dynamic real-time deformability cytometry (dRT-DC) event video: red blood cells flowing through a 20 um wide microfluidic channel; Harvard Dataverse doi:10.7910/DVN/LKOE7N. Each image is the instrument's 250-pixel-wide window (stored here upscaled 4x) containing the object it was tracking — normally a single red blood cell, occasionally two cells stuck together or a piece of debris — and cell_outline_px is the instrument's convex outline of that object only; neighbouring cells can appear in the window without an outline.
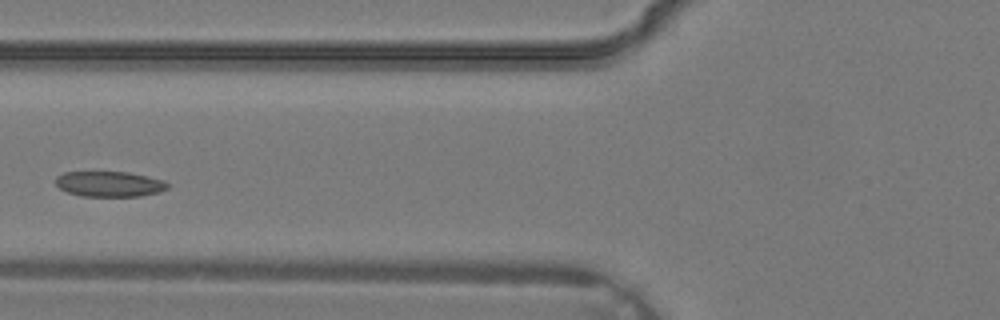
{"species": "common noctule bat (a hibernating species)", "species_latin": "Nyctalus noctula", "temperature_condition": "warm", "stored_images_in_passage": 2, "camera_frame_rate_fps": 3000, "um_per_image_px": 0.085, "animal": {"sex": "male", "body_mass_g": 19.2, "forearm_length_mm": 51.8}, "frame": {"image": 1, "passage_image": 2, "time_ms": 0.333, "image_size_px": [1000, 320], "cell_outline_px": [[168, 188], [160, 192], [140, 196], [80, 196], [68, 192], [60, 188], [56, 184], [56, 176], [64, 172], [128, 172], [164, 180], [168, 184]], "centroid_in_image_um": [9.3, 15.64], "position_along_channel_um": 116.5, "area_um2": 16.53}}